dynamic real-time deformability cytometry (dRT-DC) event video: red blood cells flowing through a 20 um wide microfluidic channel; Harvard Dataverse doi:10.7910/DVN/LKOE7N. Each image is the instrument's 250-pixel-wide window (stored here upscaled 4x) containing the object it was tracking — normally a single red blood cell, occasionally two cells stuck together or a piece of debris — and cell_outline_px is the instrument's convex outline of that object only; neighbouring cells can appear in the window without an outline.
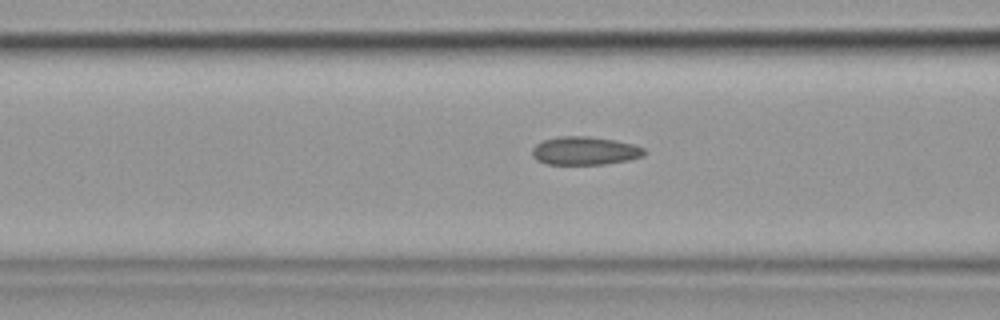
{"species": "common noctule bat (a hibernating species)", "species_latin": "Nyctalus noctula", "temperature_condition": "cold", "stored_images_in_passage": 16, "camera_frame_rate_fps": 3000, "um_per_image_px": 0.085, "animal": {"sex": "female", "body_mass_g": 19.9}, "frame": {"image": 1, "passage_image": 14, "time_ms": 4.333, "image_size_px": [1000, 320], "cell_outline_px": [[648, 152], [644, 156], [628, 160], [604, 164], [544, 164], [536, 160], [532, 156], [532, 148], [536, 144], [544, 140], [556, 136], [588, 136], [616, 140], [632, 144], [644, 148]], "centroid_in_image_um": [49.7, 12.81], "position_along_channel_um": 116.9, "area_um2": 18.67}}